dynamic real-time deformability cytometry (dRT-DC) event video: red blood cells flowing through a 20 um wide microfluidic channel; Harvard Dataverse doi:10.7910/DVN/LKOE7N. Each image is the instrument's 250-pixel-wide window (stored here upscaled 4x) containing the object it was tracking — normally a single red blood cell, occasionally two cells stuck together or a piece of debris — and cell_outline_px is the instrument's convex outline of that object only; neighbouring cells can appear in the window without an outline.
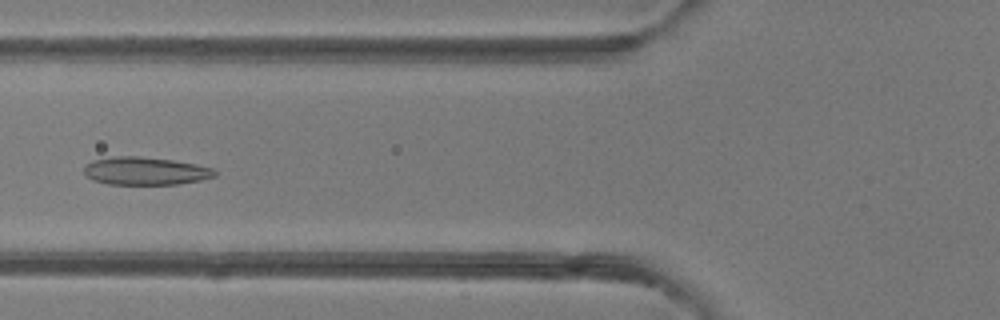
{"species": "common noctule bat (a hibernating species)", "species_latin": "Nyctalus noctula", "temperature_condition": "room temperature", "stored_images_in_passage": 50, "camera_frame_rate_fps": 3000, "um_per_image_px": 0.085, "animal": {"sex": "female"}, "frame": {"image": 1, "passage_image": 20, "time_ms": 6.333, "image_size_px": [1000, 320], "cell_outline_px": [[216, 176], [200, 180], [176, 184], [108, 184], [92, 180], [84, 172], [84, 164], [92, 160], [112, 156], [140, 156], [172, 160], [196, 164], [216, 168]], "centroid_in_image_um": [12.35, 14.52], "position_along_channel_um": 113.5, "area_um2": 21.39}}
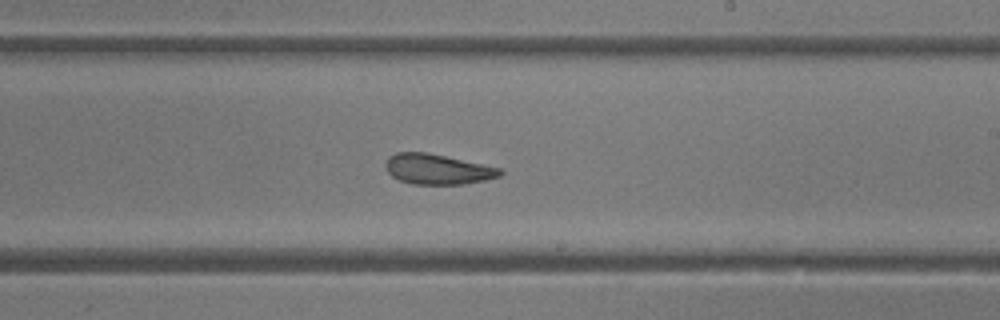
{"frame": {"image": 2, "passage_image": 30, "time_ms": 9.667, "image_size_px": [1000, 320], "cell_outline_px": [[504, 172], [500, 176], [484, 180], [464, 184], [412, 184], [400, 180], [392, 176], [384, 168], [384, 164], [388, 156], [396, 152], [428, 152], [500, 168]], "centroid_in_image_um": [37.15, 14.37], "position_along_channel_um": 251.9, "area_um2": 20.23}}
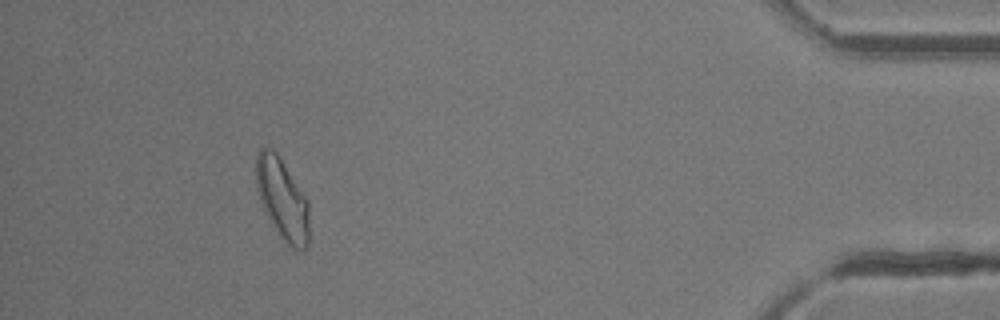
{"frame": {"image": 3, "passage_image": 46, "time_ms": 15.0, "image_size_px": [1000, 320], "cell_outline_px": [[308, 248], [292, 248], [280, 236], [268, 216], [260, 200], [256, 188], [256, 156], [260, 148], [272, 148], [276, 152], [308, 200]], "centroid_in_image_um": [23.99, 16.89], "position_along_channel_um": 411.2, "area_um2": 24.62}, "authors_computed_cell_mechanics": {"area_um2": 22.831, "velocity_mm_per_s": 4.1526, "shape_relaxation_time_tau1_ms": 9.6121, "shape_relaxation_time_tau2_ms": 2.44, "deformation_change_tau1": 0.215, "deformation_change_tau2": 0.0895}}